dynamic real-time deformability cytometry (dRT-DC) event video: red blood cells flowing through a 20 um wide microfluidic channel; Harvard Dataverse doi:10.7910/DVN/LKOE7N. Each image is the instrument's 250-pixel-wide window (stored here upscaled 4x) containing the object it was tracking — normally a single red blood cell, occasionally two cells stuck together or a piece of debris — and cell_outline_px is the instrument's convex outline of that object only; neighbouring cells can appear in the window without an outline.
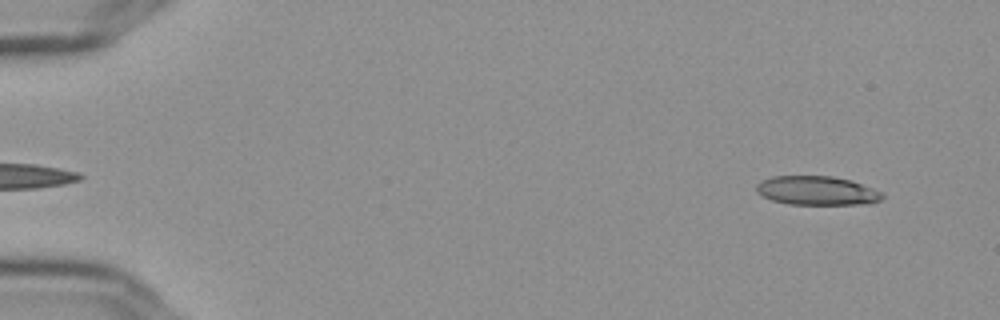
{"species": "Egyptian fruit bat (a non-hibernating species)", "species_latin": "Rousettus aegyptiacus", "temperature_condition": "cold", "stored_images_in_passage": 54, "camera_frame_rate_fps": 3000, "um_per_image_px": 0.085, "frame": {"image": 1, "passage_image": 3, "time_ms": 0.667, "image_size_px": [1000, 320], "cell_outline_px": [[884, 196], [880, 200], [872, 204], [788, 204], [772, 200], [756, 192], [756, 184], [760, 180], [772, 176], [832, 176], [852, 180], [884, 192]], "centroid_in_image_um": [69.46, 16.2], "position_along_channel_um": 15.5, "area_um2": 21.5}}
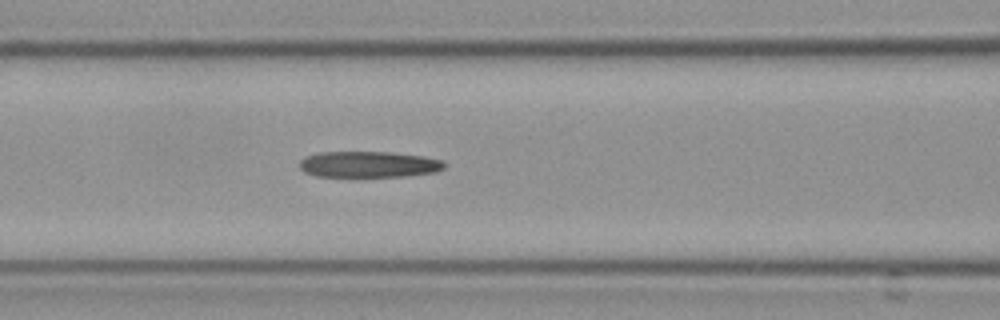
{"frame": {"image": 2, "passage_image": 23, "time_ms": 7.333, "image_size_px": [1000, 320], "cell_outline_px": [[444, 168], [436, 172], [404, 176], [316, 176], [304, 172], [300, 168], [300, 160], [308, 156], [320, 152], [388, 152], [424, 156], [444, 160]], "centroid_in_image_um": [31.36, 13.97], "position_along_channel_um": 135.2, "area_um2": 21.91}}
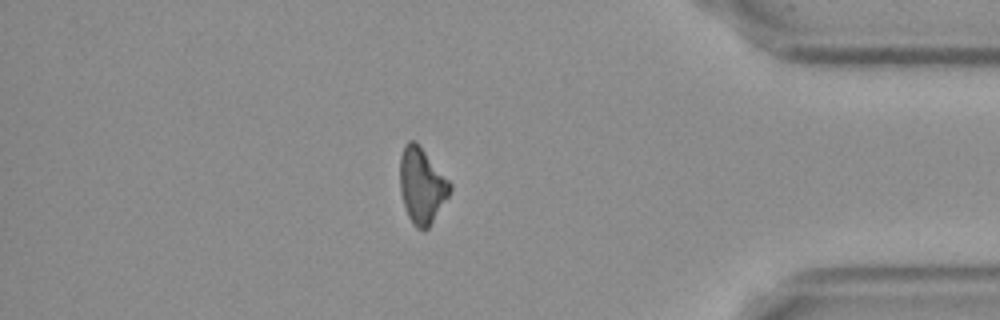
{"frame": {"image": 3, "passage_image": 47, "time_ms": 15.333, "image_size_px": [1000, 320], "cell_outline_px": [[452, 188], [448, 196], [428, 228], [416, 228], [412, 224], [408, 216], [400, 192], [400, 156], [404, 144], [408, 140], [416, 140], [452, 184]], "centroid_in_image_um": [35.84, 15.73], "position_along_channel_um": 399.4, "area_um2": 21.96}, "authors_computed_cell_mechanics": {"area_um2": 22.7443, "velocity_mm_per_s": 3.6593, "shape_relaxation_time_tau1_ms": null, "shape_relaxation_time_tau2_ms": 7.7903, "deformation_change_tau1": null, "deformation_change_tau2": 0.2419}}